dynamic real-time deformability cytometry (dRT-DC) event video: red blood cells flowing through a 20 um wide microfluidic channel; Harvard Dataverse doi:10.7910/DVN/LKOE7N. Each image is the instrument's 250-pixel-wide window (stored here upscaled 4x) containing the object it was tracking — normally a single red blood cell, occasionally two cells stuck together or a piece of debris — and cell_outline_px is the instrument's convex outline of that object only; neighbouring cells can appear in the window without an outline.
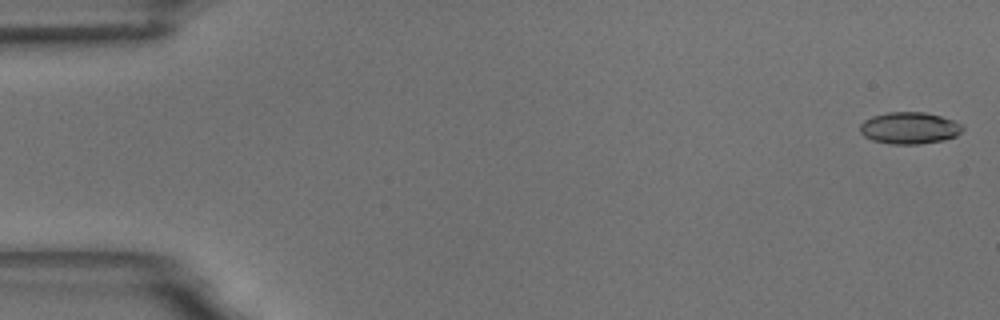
{"species": "common noctule bat (a hibernating species)", "species_latin": "Nyctalus noctula", "temperature_condition": "room temperature", "stored_images_in_passage": 8, "camera_frame_rate_fps": 3000, "um_per_image_px": 0.085, "animal": {"sex": "male", "body_mass_g": 18.8}, "frame": {"image": 1, "passage_image": 1, "time_ms": 0.0, "image_size_px": [1000, 320], "cell_outline_px": [[964, 128], [956, 136], [944, 140], [916, 144], [892, 144], [872, 140], [864, 136], [860, 132], [860, 124], [864, 120], [872, 116], [888, 112], [924, 112], [940, 116], [952, 120], [960, 124]], "centroid_in_image_um": [77.27, 10.88], "position_along_channel_um": 7.7, "area_um2": 18.9}}
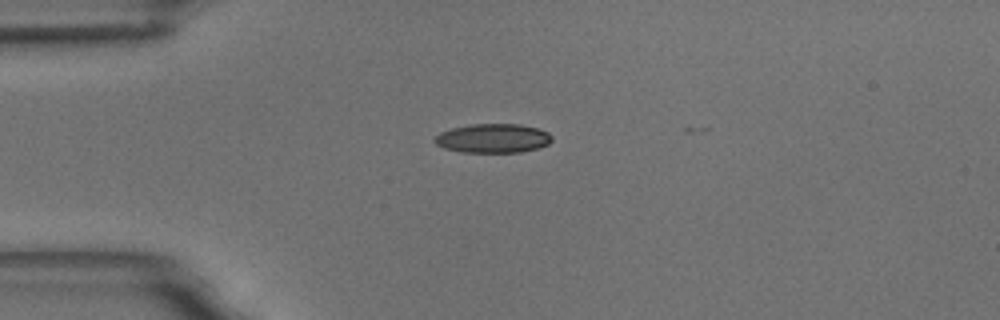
{"frame": {"image": 2, "passage_image": 5, "time_ms": 4.333, "image_size_px": [1000, 320], "cell_outline_px": [[552, 140], [548, 144], [536, 148], [520, 152], [464, 152], [444, 148], [436, 144], [432, 140], [440, 132], [452, 128], [472, 124], [520, 124], [536, 128], [548, 132], [552, 136]], "centroid_in_image_um": [41.89, 11.75], "position_along_channel_um": 43.1, "area_um2": 19.77}}
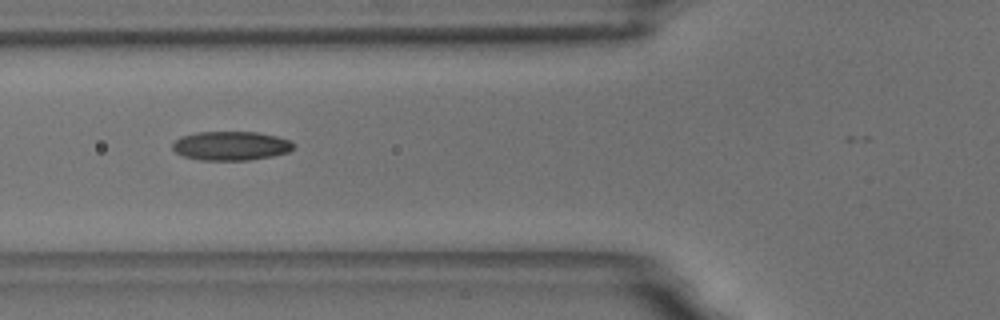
{"frame": {"image": 3, "passage_image": 7, "time_ms": 6.667, "image_size_px": [1000, 320], "cell_outline_px": [[296, 148], [288, 152], [272, 156], [248, 160], [200, 160], [184, 156], [176, 152], [172, 148], [172, 144], [180, 136], [196, 132], [256, 132], [276, 136], [292, 140], [296, 144]], "centroid_in_image_um": [19.67, 12.39], "position_along_channel_um": 106.1, "area_um2": 20.63}}